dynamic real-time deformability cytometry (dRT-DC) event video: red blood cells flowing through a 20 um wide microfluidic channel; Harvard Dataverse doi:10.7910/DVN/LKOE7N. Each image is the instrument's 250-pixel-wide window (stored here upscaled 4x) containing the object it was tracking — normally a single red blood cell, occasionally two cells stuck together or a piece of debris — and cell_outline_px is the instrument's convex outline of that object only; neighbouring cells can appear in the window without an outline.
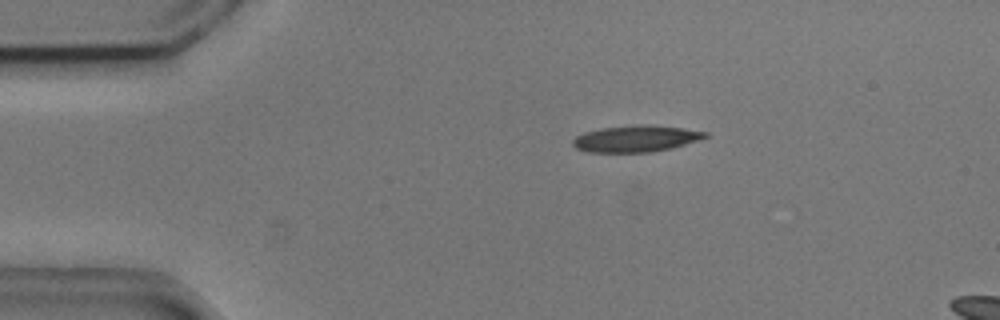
{"species": "common noctule bat (a hibernating species)", "species_latin": "Nyctalus noctula", "temperature_condition": "cold", "stored_images_in_passage": 16, "camera_frame_rate_fps": 3000, "um_per_image_px": 0.085, "animal": {"sex": "male", "body_mass_g": 20.5, "forearm_length_mm": 52.5}, "frame": {"image": 1, "passage_image": 10, "time_ms": 3.0, "image_size_px": [1000, 320], "cell_outline_px": [[708, 136], [700, 140], [668, 148], [648, 152], [588, 152], [576, 148], [572, 144], [572, 140], [576, 136], [584, 132], [600, 128], [636, 124], [648, 124], [684, 128], [708, 132]], "centroid_in_image_um": [54.03, 11.77], "position_along_channel_um": 31.0, "area_um2": 20.46}}